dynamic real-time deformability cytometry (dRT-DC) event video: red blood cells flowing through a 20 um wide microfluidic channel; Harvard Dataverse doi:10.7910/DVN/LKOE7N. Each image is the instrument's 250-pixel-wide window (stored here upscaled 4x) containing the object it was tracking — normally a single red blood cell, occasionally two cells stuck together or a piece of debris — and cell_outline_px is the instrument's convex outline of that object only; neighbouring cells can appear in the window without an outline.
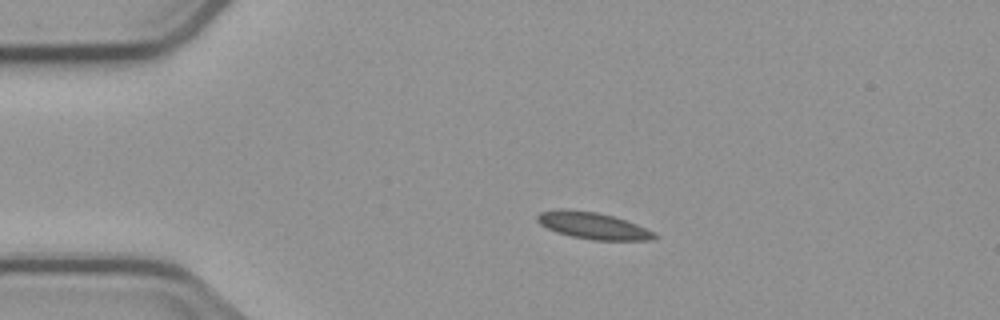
{"species": "common noctule bat (a hibernating species)", "species_latin": "Nyctalus noctula", "temperature_condition": "cold", "stored_images_in_passage": 5, "camera_frame_rate_fps": 3000, "um_per_image_px": 0.085, "animal": {"sex": "male", "body_mass_g": 23.1, "forearm_length_mm": 52.7}, "frame": {"image": 1, "passage_image": 4, "time_ms": 3.667, "image_size_px": [1000, 320], "cell_outline_px": [[660, 236], [652, 240], [592, 240], [572, 236], [556, 232], [540, 224], [536, 220], [536, 216], [540, 212], [596, 212], [612, 216], [636, 224], [656, 232]], "centroid_in_image_um": [50.52, 19.24], "position_along_channel_um": 34.5, "area_um2": 17.46}}